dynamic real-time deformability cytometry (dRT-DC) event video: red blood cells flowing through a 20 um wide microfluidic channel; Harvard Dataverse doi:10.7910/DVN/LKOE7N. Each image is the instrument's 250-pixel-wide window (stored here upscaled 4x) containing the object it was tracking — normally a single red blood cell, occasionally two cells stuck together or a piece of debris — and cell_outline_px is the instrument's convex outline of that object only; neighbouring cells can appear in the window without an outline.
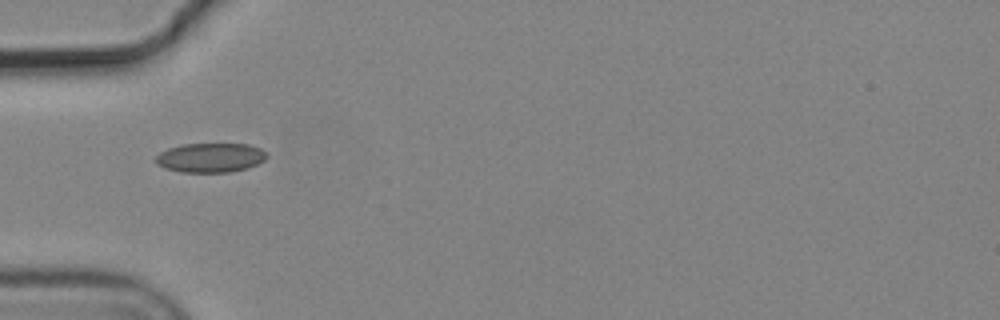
{"species": "common noctule bat (a hibernating species)", "species_latin": "Nyctalus noctula", "temperature_condition": "cold", "stored_images_in_passage": 3, "camera_frame_rate_fps": 3000, "um_per_image_px": 0.085, "animal": {"sex": "male", "body_mass_g": 19.2, "forearm_length_mm": 51.8}, "frame": {"image": 1, "passage_image": 1, "time_ms": 0.0, "image_size_px": [1000, 320], "cell_outline_px": [[268, 156], [264, 160], [248, 168], [232, 172], [180, 172], [164, 168], [156, 164], [156, 156], [160, 152], [168, 148], [184, 144], [248, 144], [260, 148]], "centroid_in_image_um": [17.87, 13.41], "position_along_channel_um": 67.1, "area_um2": 19.02}}
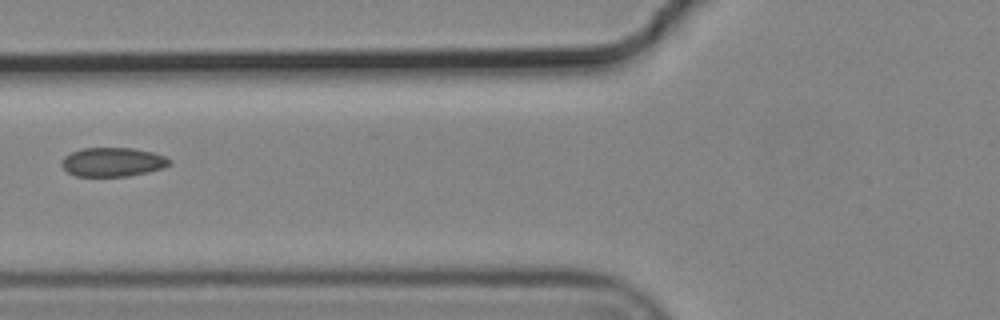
{"frame": {"image": 2, "passage_image": 2, "time_ms": 0.333, "image_size_px": [1000, 320], "cell_outline_px": [[172, 164], [164, 168], [148, 172], [128, 176], [76, 176], [68, 172], [60, 164], [64, 156], [80, 148], [132, 148], [152, 152], [164, 156], [172, 160]], "centroid_in_image_um": [9.6, 13.77], "position_along_channel_um": 116.2, "area_um2": 18.32}}
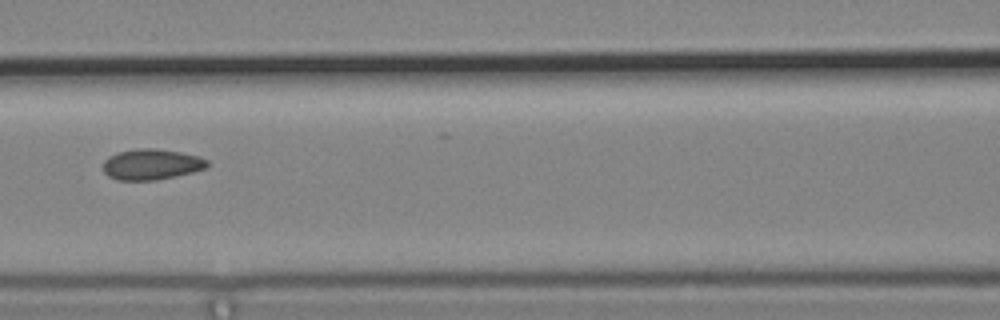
{"frame": {"image": 3, "passage_image": 3, "time_ms": 0.667, "image_size_px": [1000, 320], "cell_outline_px": [[208, 164], [204, 168], [192, 172], [156, 180], [116, 180], [108, 176], [104, 172], [104, 160], [108, 156], [120, 152], [140, 148], [156, 148], [180, 152], [200, 156], [208, 160]], "centroid_in_image_um": [12.86, 13.97], "position_along_channel_um": 153.7, "area_um2": 18.55}}